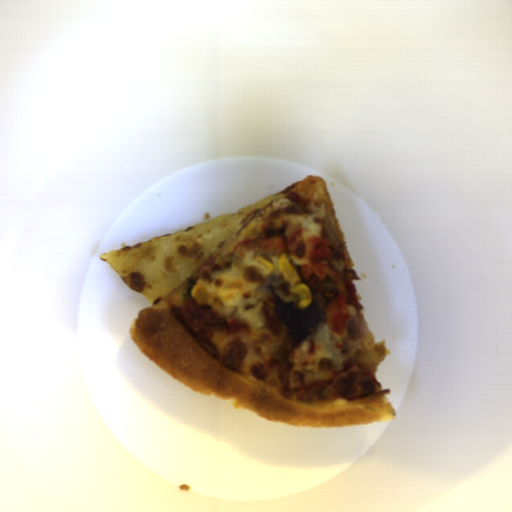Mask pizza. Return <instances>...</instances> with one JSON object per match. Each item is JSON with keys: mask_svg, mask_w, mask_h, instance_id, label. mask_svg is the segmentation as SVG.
<instances>
[{"mask_svg": "<svg viewBox=\"0 0 512 512\" xmlns=\"http://www.w3.org/2000/svg\"><path fill=\"white\" fill-rule=\"evenodd\" d=\"M328 206L337 237L345 242L327 185L322 176L311 174L238 211L101 254L124 283L151 304L140 309L129 326L133 341L161 370L190 389L230 400L235 409L250 411L266 422L311 429L393 419L394 406L385 399L390 390L375 379L358 354L369 336L362 309L348 305L344 333L328 334L341 363L311 333L295 341L288 325L277 317L268 287L271 283L284 302L300 306L278 266L282 254L243 243L261 237L269 221L290 220L286 236L301 229L308 246L312 236L322 237ZM227 253H235L243 263L212 279L211 273L218 270L217 256ZM258 255L272 263V271L255 263ZM189 277L207 287L209 305L249 324L248 330L238 332L218 330L212 338L215 357L169 312V307L186 301L182 294ZM357 365L360 375L376 381L375 393L351 401L320 397L340 374Z\"/></svg>", "mask_w": 512, "mask_h": 512, "instance_id": "pizza-1", "label": "pizza"}, {"mask_svg": "<svg viewBox=\"0 0 512 512\" xmlns=\"http://www.w3.org/2000/svg\"><path fill=\"white\" fill-rule=\"evenodd\" d=\"M285 256L298 275L300 282L308 286L312 296L311 300H315L323 311L326 305L338 295L339 289L336 281L327 276L324 279H320V275L304 278L301 275V268L306 265L309 257Z\"/></svg>", "mask_w": 512, "mask_h": 512, "instance_id": "pizza-2", "label": "pizza"}, {"mask_svg": "<svg viewBox=\"0 0 512 512\" xmlns=\"http://www.w3.org/2000/svg\"><path fill=\"white\" fill-rule=\"evenodd\" d=\"M329 263L331 267L338 272H344L349 277L352 285H354V282L361 281V278H359L355 272L354 261L351 257L347 245L344 249L343 256L340 258L331 257Z\"/></svg>", "mask_w": 512, "mask_h": 512, "instance_id": "pizza-3", "label": "pizza"}]
</instances>
